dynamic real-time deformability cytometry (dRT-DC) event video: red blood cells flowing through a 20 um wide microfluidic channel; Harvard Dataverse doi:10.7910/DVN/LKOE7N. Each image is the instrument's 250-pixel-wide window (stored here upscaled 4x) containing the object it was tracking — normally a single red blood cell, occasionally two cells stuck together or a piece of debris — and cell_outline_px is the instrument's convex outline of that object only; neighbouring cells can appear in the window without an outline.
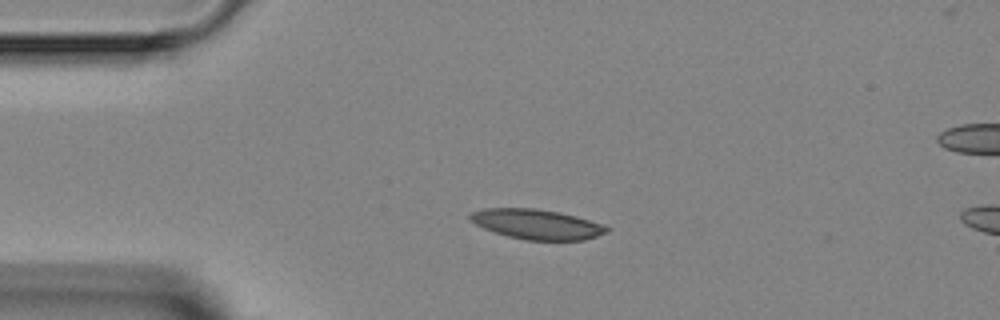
{"species": "Egyptian fruit bat (a non-hibernating species)", "species_latin": "Rousettus aegyptiacus", "temperature_condition": "room temperature", "stored_images_in_passage": 5, "camera_frame_rate_fps": 3000, "um_per_image_px": 0.085, "animal": {"sex": "female"}, "frame": {"image": 1, "passage_image": 3, "time_ms": 3.333, "image_size_px": [1000, 320], "cell_outline_px": [[612, 228], [608, 232], [584, 240], [524, 240], [508, 236], [484, 228], [468, 220], [468, 216], [472, 212], [484, 208], [532, 208], [560, 212], [576, 216], [604, 224]], "centroid_in_image_um": [45.65, 19.05], "position_along_channel_um": 39.3, "area_um2": 23.93}}